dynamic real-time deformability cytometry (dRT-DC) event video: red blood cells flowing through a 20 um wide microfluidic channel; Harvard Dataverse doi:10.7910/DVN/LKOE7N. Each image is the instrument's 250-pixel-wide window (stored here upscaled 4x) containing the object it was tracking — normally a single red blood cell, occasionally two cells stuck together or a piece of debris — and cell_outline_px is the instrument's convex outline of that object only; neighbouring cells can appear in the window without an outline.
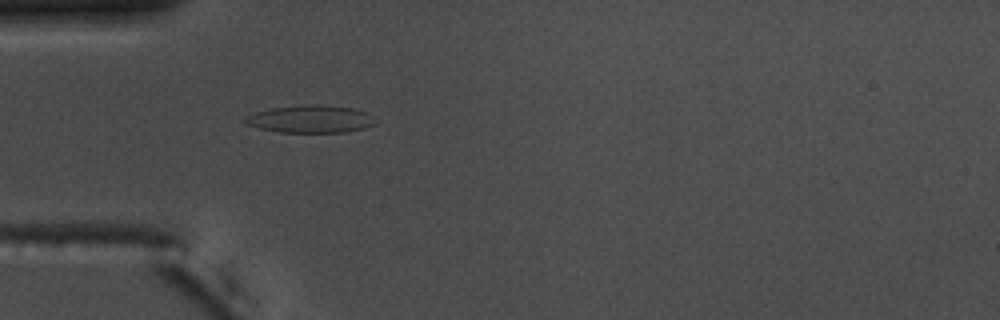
{"species": "common noctule bat (a hibernating species)", "species_latin": "Nyctalus noctula", "temperature_condition": "warm", "stored_images_in_passage": 40, "camera_frame_rate_fps": 3000, "um_per_image_px": 0.085, "animal": {"sex": "male", "body_mass_g": 17.5, "forearm_length_mm": 52.3}, "frame": {"image": 1, "passage_image": 2, "time_ms": 0.333, "image_size_px": [1000, 320], "cell_outline_px": [[376, 124], [364, 128], [348, 132], [280, 132], [260, 128], [244, 124], [240, 120], [244, 116], [256, 112], [272, 108], [308, 104], [320, 104], [352, 108], [368, 112], [376, 116]], "centroid_in_image_um": [26.41, 10.11], "position_along_channel_um": 58.6, "area_um2": 21.27}}
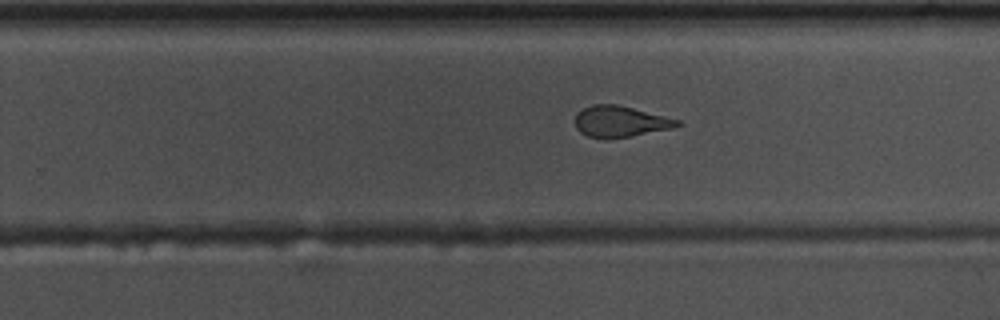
{"frame": {"image": 2, "passage_image": 20, "time_ms": 6.333, "image_size_px": [1000, 320], "cell_outline_px": [[684, 124], [672, 128], [628, 136], [604, 140], [588, 136], [580, 132], [576, 128], [576, 112], [592, 104], [616, 104], [680, 120]], "centroid_in_image_um": [52.69, 10.33], "position_along_channel_um": 277.1, "area_um2": 18.44}}
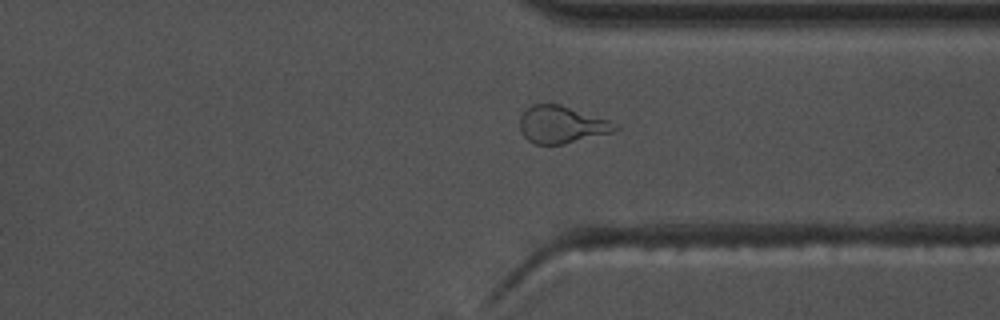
{"frame": {"image": 3, "passage_image": 27, "time_ms": 8.667, "image_size_px": [1000, 320], "cell_outline_px": [[620, 128], [612, 132], [564, 144], [536, 144], [528, 140], [520, 132], [520, 116], [532, 104], [560, 104], [608, 120], [616, 124]], "centroid_in_image_um": [47.72, 10.59], "position_along_channel_um": 363.7, "area_um2": 20.46}, "authors_computed_cell_mechanics": {"area_um2": 19.9699, "velocity_mm_per_s": 3.7027, "shape_relaxation_time_tau1_ms": null, "shape_relaxation_time_tau2_ms": 1.4867, "deformation_change_tau1": null, "deformation_change_tau2": 0.0954}}